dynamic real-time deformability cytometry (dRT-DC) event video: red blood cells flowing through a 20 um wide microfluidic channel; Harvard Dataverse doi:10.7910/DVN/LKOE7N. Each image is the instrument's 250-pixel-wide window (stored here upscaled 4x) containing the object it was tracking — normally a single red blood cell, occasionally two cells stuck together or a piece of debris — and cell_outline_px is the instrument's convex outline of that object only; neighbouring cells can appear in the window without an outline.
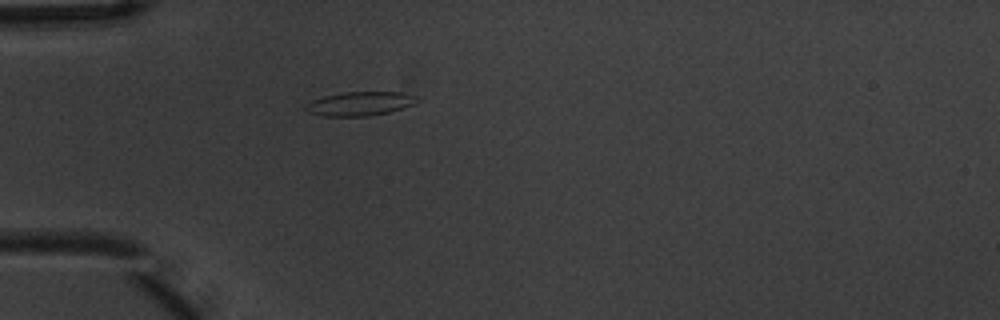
{"species": "common noctule bat (a hibernating species)", "species_latin": "Nyctalus noctula", "temperature_condition": "warm", "stored_images_in_passage": 1, "camera_frame_rate_fps": 3000, "um_per_image_px": 0.085, "animal": {"sex": "male", "body_mass_g": 20.1, "forearm_length_mm": 53.5}, "frame": {"image": 1, "passage_image": 1, "time_ms": 0.0, "image_size_px": [1000, 320], "cell_outline_px": [[420, 100], [416, 104], [388, 112], [368, 116], [324, 116], [308, 112], [304, 108], [304, 104], [312, 100], [324, 96], [344, 92], [400, 92], [416, 96]], "centroid_in_image_um": [30.59, 8.81], "position_along_channel_um": 54.4, "area_um2": 15.61}}